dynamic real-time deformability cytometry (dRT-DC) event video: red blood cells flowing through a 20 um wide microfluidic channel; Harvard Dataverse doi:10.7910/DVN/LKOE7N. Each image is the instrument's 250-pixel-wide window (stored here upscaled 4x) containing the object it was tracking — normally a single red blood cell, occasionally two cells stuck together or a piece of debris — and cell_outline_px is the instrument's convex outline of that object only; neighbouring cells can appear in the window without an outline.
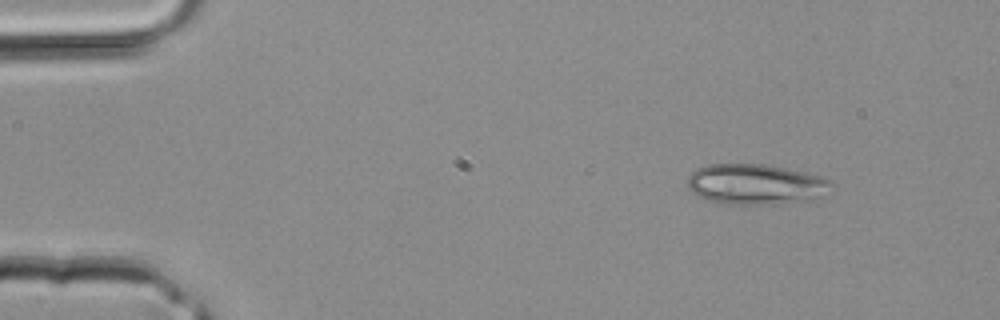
{"species": "common noctule bat (a hibernating species)", "species_latin": "Nyctalus noctula", "temperature_condition": "room temperature", "stored_images_in_passage": 2, "camera_frame_rate_fps": 3000, "um_per_image_px": 0.085, "animal": {"sex": "male", "body_mass_g": 20.4}, "frame": {"image": 1, "passage_image": 1, "time_ms": 0.0, "image_size_px": [1000, 320], "cell_outline_px": [[836, 184], [820, 196], [812, 200], [772, 204], [720, 204], [708, 200], [692, 192], [688, 188], [688, 176], [696, 168], [704, 164], [768, 164], [788, 168], [820, 176], [832, 180]], "centroid_in_image_um": [64.23, 15.65], "position_along_channel_um": 20.8, "area_um2": 34.28}}